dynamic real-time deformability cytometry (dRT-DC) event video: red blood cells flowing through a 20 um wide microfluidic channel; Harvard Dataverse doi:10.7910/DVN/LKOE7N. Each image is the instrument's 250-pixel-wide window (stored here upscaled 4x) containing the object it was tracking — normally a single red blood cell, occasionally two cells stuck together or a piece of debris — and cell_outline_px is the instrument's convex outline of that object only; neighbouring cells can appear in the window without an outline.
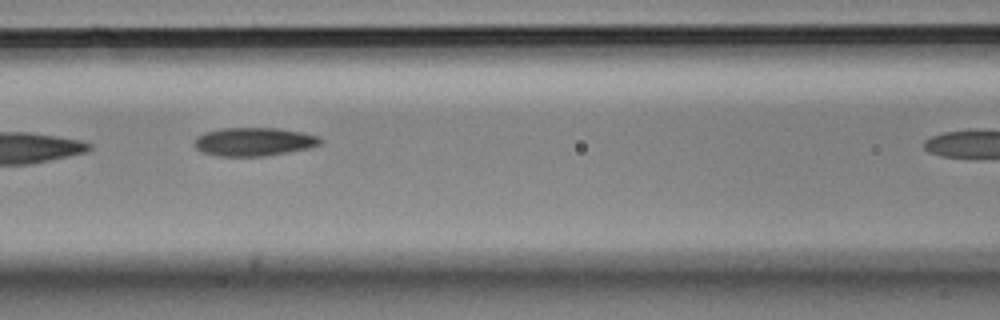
{"species": "Egyptian fruit bat (a non-hibernating species)", "species_latin": "Rousettus aegyptiacus", "temperature_condition": "cold", "stored_images_in_passage": 14, "camera_frame_rate_fps": 3000, "um_per_image_px": 0.085, "animal": {"sex": "male"}, "frame": {"image": 1, "passage_image": 7, "time_ms": 2.0, "image_size_px": [1000, 320], "cell_outline_px": [[324, 140], [320, 144], [312, 148], [264, 156], [216, 156], [204, 152], [196, 148], [196, 136], [204, 132], [220, 128], [280, 128], [304, 132], [320, 136]], "centroid_in_image_um": [21.65, 12.04], "position_along_channel_um": 145.0, "area_um2": 21.1}}